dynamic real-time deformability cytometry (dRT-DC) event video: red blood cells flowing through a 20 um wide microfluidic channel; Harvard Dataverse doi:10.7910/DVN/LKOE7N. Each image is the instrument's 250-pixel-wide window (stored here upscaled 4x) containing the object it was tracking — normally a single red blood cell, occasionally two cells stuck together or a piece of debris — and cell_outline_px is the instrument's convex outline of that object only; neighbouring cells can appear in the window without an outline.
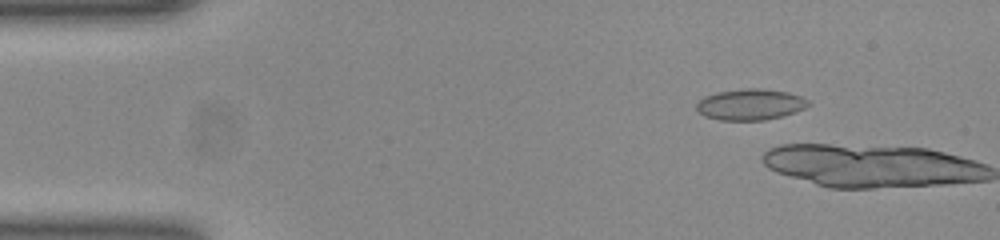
{"species": "common noctule bat (a hibernating species)", "species_latin": "Nyctalus noctula", "temperature_condition": "room temperature", "stored_images_in_passage": 6, "camera_frame_rate_fps": 3000, "um_per_image_px": 0.085, "animal": {"sex": "female", "body_mass_g": 23.0, "forearm_length_mm": 53.4}, "frame": {"image": 1, "passage_image": 5, "time_ms": 1.333, "image_size_px": [1000, 240], "cell_outline_px": [[812, 104], [796, 112], [764, 120], [720, 120], [704, 116], [696, 108], [696, 104], [704, 96], [716, 92], [748, 88], [760, 88], [788, 92], [800, 96], [808, 100]], "centroid_in_image_um": [63.78, 8.87], "position_along_channel_um": 21.2, "area_um2": 20.23}}